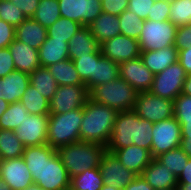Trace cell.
<instances>
[{
    "label": "cell",
    "instance_id": "cell-1",
    "mask_svg": "<svg viewBox=\"0 0 191 190\" xmlns=\"http://www.w3.org/2000/svg\"><path fill=\"white\" fill-rule=\"evenodd\" d=\"M22 157L34 184L45 190H69L71 178L55 148L48 144L24 147Z\"/></svg>",
    "mask_w": 191,
    "mask_h": 190
},
{
    "label": "cell",
    "instance_id": "cell-2",
    "mask_svg": "<svg viewBox=\"0 0 191 190\" xmlns=\"http://www.w3.org/2000/svg\"><path fill=\"white\" fill-rule=\"evenodd\" d=\"M153 124L133 110L119 112L106 149L118 150L134 144L151 151Z\"/></svg>",
    "mask_w": 191,
    "mask_h": 190
},
{
    "label": "cell",
    "instance_id": "cell-3",
    "mask_svg": "<svg viewBox=\"0 0 191 190\" xmlns=\"http://www.w3.org/2000/svg\"><path fill=\"white\" fill-rule=\"evenodd\" d=\"M118 113L117 110L88 98L83 107L80 140L106 147Z\"/></svg>",
    "mask_w": 191,
    "mask_h": 190
},
{
    "label": "cell",
    "instance_id": "cell-4",
    "mask_svg": "<svg viewBox=\"0 0 191 190\" xmlns=\"http://www.w3.org/2000/svg\"><path fill=\"white\" fill-rule=\"evenodd\" d=\"M106 151V147L98 143L83 141L70 143L56 149L70 178L87 169L99 167L102 156Z\"/></svg>",
    "mask_w": 191,
    "mask_h": 190
},
{
    "label": "cell",
    "instance_id": "cell-5",
    "mask_svg": "<svg viewBox=\"0 0 191 190\" xmlns=\"http://www.w3.org/2000/svg\"><path fill=\"white\" fill-rule=\"evenodd\" d=\"M83 108L63 114H49L47 144L57 149L60 146L79 142Z\"/></svg>",
    "mask_w": 191,
    "mask_h": 190
},
{
    "label": "cell",
    "instance_id": "cell-6",
    "mask_svg": "<svg viewBox=\"0 0 191 190\" xmlns=\"http://www.w3.org/2000/svg\"><path fill=\"white\" fill-rule=\"evenodd\" d=\"M138 92L120 76L94 87L89 98L118 112L133 110Z\"/></svg>",
    "mask_w": 191,
    "mask_h": 190
},
{
    "label": "cell",
    "instance_id": "cell-7",
    "mask_svg": "<svg viewBox=\"0 0 191 190\" xmlns=\"http://www.w3.org/2000/svg\"><path fill=\"white\" fill-rule=\"evenodd\" d=\"M143 27L138 38L140 51L159 50L174 46L177 26L169 20L164 22L144 20Z\"/></svg>",
    "mask_w": 191,
    "mask_h": 190
},
{
    "label": "cell",
    "instance_id": "cell-8",
    "mask_svg": "<svg viewBox=\"0 0 191 190\" xmlns=\"http://www.w3.org/2000/svg\"><path fill=\"white\" fill-rule=\"evenodd\" d=\"M187 73L177 61L165 68L161 73L154 75L151 89L152 94L174 101L182 93Z\"/></svg>",
    "mask_w": 191,
    "mask_h": 190
},
{
    "label": "cell",
    "instance_id": "cell-9",
    "mask_svg": "<svg viewBox=\"0 0 191 190\" xmlns=\"http://www.w3.org/2000/svg\"><path fill=\"white\" fill-rule=\"evenodd\" d=\"M133 111L140 117L156 123L174 116V101L161 98L150 91L136 96Z\"/></svg>",
    "mask_w": 191,
    "mask_h": 190
},
{
    "label": "cell",
    "instance_id": "cell-10",
    "mask_svg": "<svg viewBox=\"0 0 191 190\" xmlns=\"http://www.w3.org/2000/svg\"><path fill=\"white\" fill-rule=\"evenodd\" d=\"M181 125L173 116L153 124L151 155L156 158L162 153L180 147Z\"/></svg>",
    "mask_w": 191,
    "mask_h": 190
},
{
    "label": "cell",
    "instance_id": "cell-11",
    "mask_svg": "<svg viewBox=\"0 0 191 190\" xmlns=\"http://www.w3.org/2000/svg\"><path fill=\"white\" fill-rule=\"evenodd\" d=\"M89 98L86 85H62L49 102L50 114H63L83 108Z\"/></svg>",
    "mask_w": 191,
    "mask_h": 190
},
{
    "label": "cell",
    "instance_id": "cell-12",
    "mask_svg": "<svg viewBox=\"0 0 191 190\" xmlns=\"http://www.w3.org/2000/svg\"><path fill=\"white\" fill-rule=\"evenodd\" d=\"M61 17L89 26L101 13V0H58Z\"/></svg>",
    "mask_w": 191,
    "mask_h": 190
},
{
    "label": "cell",
    "instance_id": "cell-13",
    "mask_svg": "<svg viewBox=\"0 0 191 190\" xmlns=\"http://www.w3.org/2000/svg\"><path fill=\"white\" fill-rule=\"evenodd\" d=\"M100 50L104 57L118 65L140 57L141 53L138 40L122 34L100 44Z\"/></svg>",
    "mask_w": 191,
    "mask_h": 190
},
{
    "label": "cell",
    "instance_id": "cell-14",
    "mask_svg": "<svg viewBox=\"0 0 191 190\" xmlns=\"http://www.w3.org/2000/svg\"><path fill=\"white\" fill-rule=\"evenodd\" d=\"M99 169L104 184L122 190L138 176L133 171L125 168L117 156L109 151H106L102 156Z\"/></svg>",
    "mask_w": 191,
    "mask_h": 190
},
{
    "label": "cell",
    "instance_id": "cell-15",
    "mask_svg": "<svg viewBox=\"0 0 191 190\" xmlns=\"http://www.w3.org/2000/svg\"><path fill=\"white\" fill-rule=\"evenodd\" d=\"M49 115L29 114L15 131L24 147L47 144Z\"/></svg>",
    "mask_w": 191,
    "mask_h": 190
},
{
    "label": "cell",
    "instance_id": "cell-16",
    "mask_svg": "<svg viewBox=\"0 0 191 190\" xmlns=\"http://www.w3.org/2000/svg\"><path fill=\"white\" fill-rule=\"evenodd\" d=\"M0 178L9 185L11 190H25L33 184L31 172L23 157L1 160Z\"/></svg>",
    "mask_w": 191,
    "mask_h": 190
},
{
    "label": "cell",
    "instance_id": "cell-17",
    "mask_svg": "<svg viewBox=\"0 0 191 190\" xmlns=\"http://www.w3.org/2000/svg\"><path fill=\"white\" fill-rule=\"evenodd\" d=\"M119 76L138 93L149 91L154 79V74L143 64L140 57L121 63Z\"/></svg>",
    "mask_w": 191,
    "mask_h": 190
},
{
    "label": "cell",
    "instance_id": "cell-18",
    "mask_svg": "<svg viewBox=\"0 0 191 190\" xmlns=\"http://www.w3.org/2000/svg\"><path fill=\"white\" fill-rule=\"evenodd\" d=\"M30 82L29 73L14 70L0 78V98L8 103L20 101Z\"/></svg>",
    "mask_w": 191,
    "mask_h": 190
},
{
    "label": "cell",
    "instance_id": "cell-19",
    "mask_svg": "<svg viewBox=\"0 0 191 190\" xmlns=\"http://www.w3.org/2000/svg\"><path fill=\"white\" fill-rule=\"evenodd\" d=\"M107 151L114 153L125 168L133 171L137 175H141L142 171L153 160L150 150L138 147L134 144L126 148Z\"/></svg>",
    "mask_w": 191,
    "mask_h": 190
},
{
    "label": "cell",
    "instance_id": "cell-20",
    "mask_svg": "<svg viewBox=\"0 0 191 190\" xmlns=\"http://www.w3.org/2000/svg\"><path fill=\"white\" fill-rule=\"evenodd\" d=\"M141 176L154 190L177 188L178 179L156 158L142 171Z\"/></svg>",
    "mask_w": 191,
    "mask_h": 190
},
{
    "label": "cell",
    "instance_id": "cell-21",
    "mask_svg": "<svg viewBox=\"0 0 191 190\" xmlns=\"http://www.w3.org/2000/svg\"><path fill=\"white\" fill-rule=\"evenodd\" d=\"M8 48L14 60L16 70L30 74L40 67L38 50L17 39H14Z\"/></svg>",
    "mask_w": 191,
    "mask_h": 190
},
{
    "label": "cell",
    "instance_id": "cell-22",
    "mask_svg": "<svg viewBox=\"0 0 191 190\" xmlns=\"http://www.w3.org/2000/svg\"><path fill=\"white\" fill-rule=\"evenodd\" d=\"M140 58L143 64L156 75L178 61V50L175 46H169L159 50L141 51Z\"/></svg>",
    "mask_w": 191,
    "mask_h": 190
},
{
    "label": "cell",
    "instance_id": "cell-23",
    "mask_svg": "<svg viewBox=\"0 0 191 190\" xmlns=\"http://www.w3.org/2000/svg\"><path fill=\"white\" fill-rule=\"evenodd\" d=\"M69 59L74 60L94 52H101L100 44L91 34L88 26H83L68 42Z\"/></svg>",
    "mask_w": 191,
    "mask_h": 190
},
{
    "label": "cell",
    "instance_id": "cell-24",
    "mask_svg": "<svg viewBox=\"0 0 191 190\" xmlns=\"http://www.w3.org/2000/svg\"><path fill=\"white\" fill-rule=\"evenodd\" d=\"M47 35V29L32 17L26 18L19 26L15 27V39L36 50H39L45 42Z\"/></svg>",
    "mask_w": 191,
    "mask_h": 190
},
{
    "label": "cell",
    "instance_id": "cell-25",
    "mask_svg": "<svg viewBox=\"0 0 191 190\" xmlns=\"http://www.w3.org/2000/svg\"><path fill=\"white\" fill-rule=\"evenodd\" d=\"M41 67H49L52 64L69 59L68 42L46 38L38 50Z\"/></svg>",
    "mask_w": 191,
    "mask_h": 190
},
{
    "label": "cell",
    "instance_id": "cell-26",
    "mask_svg": "<svg viewBox=\"0 0 191 190\" xmlns=\"http://www.w3.org/2000/svg\"><path fill=\"white\" fill-rule=\"evenodd\" d=\"M99 44L120 34L118 16L102 12L89 26Z\"/></svg>",
    "mask_w": 191,
    "mask_h": 190
},
{
    "label": "cell",
    "instance_id": "cell-27",
    "mask_svg": "<svg viewBox=\"0 0 191 190\" xmlns=\"http://www.w3.org/2000/svg\"><path fill=\"white\" fill-rule=\"evenodd\" d=\"M58 86L62 85H85L75 68L74 62L70 59L52 64L47 67Z\"/></svg>",
    "mask_w": 191,
    "mask_h": 190
},
{
    "label": "cell",
    "instance_id": "cell-28",
    "mask_svg": "<svg viewBox=\"0 0 191 190\" xmlns=\"http://www.w3.org/2000/svg\"><path fill=\"white\" fill-rule=\"evenodd\" d=\"M29 75V83L50 102L57 90L58 85L49 69L47 67L40 66Z\"/></svg>",
    "mask_w": 191,
    "mask_h": 190
},
{
    "label": "cell",
    "instance_id": "cell-29",
    "mask_svg": "<svg viewBox=\"0 0 191 190\" xmlns=\"http://www.w3.org/2000/svg\"><path fill=\"white\" fill-rule=\"evenodd\" d=\"M24 146L13 130L0 129L1 160L22 157Z\"/></svg>",
    "mask_w": 191,
    "mask_h": 190
},
{
    "label": "cell",
    "instance_id": "cell-30",
    "mask_svg": "<svg viewBox=\"0 0 191 190\" xmlns=\"http://www.w3.org/2000/svg\"><path fill=\"white\" fill-rule=\"evenodd\" d=\"M103 184L100 169L95 167L72 177L69 190H100Z\"/></svg>",
    "mask_w": 191,
    "mask_h": 190
},
{
    "label": "cell",
    "instance_id": "cell-31",
    "mask_svg": "<svg viewBox=\"0 0 191 190\" xmlns=\"http://www.w3.org/2000/svg\"><path fill=\"white\" fill-rule=\"evenodd\" d=\"M20 102L28 110L29 114L49 115V101L40 94L35 87L30 83L26 88L25 93L20 99Z\"/></svg>",
    "mask_w": 191,
    "mask_h": 190
},
{
    "label": "cell",
    "instance_id": "cell-32",
    "mask_svg": "<svg viewBox=\"0 0 191 190\" xmlns=\"http://www.w3.org/2000/svg\"><path fill=\"white\" fill-rule=\"evenodd\" d=\"M102 57L103 55L101 52H94L90 55H84L73 60L80 79L86 85L88 92L93 89L95 62H98Z\"/></svg>",
    "mask_w": 191,
    "mask_h": 190
},
{
    "label": "cell",
    "instance_id": "cell-33",
    "mask_svg": "<svg viewBox=\"0 0 191 190\" xmlns=\"http://www.w3.org/2000/svg\"><path fill=\"white\" fill-rule=\"evenodd\" d=\"M60 17L58 0H39V5L32 16L35 21L46 29L52 26Z\"/></svg>",
    "mask_w": 191,
    "mask_h": 190
},
{
    "label": "cell",
    "instance_id": "cell-34",
    "mask_svg": "<svg viewBox=\"0 0 191 190\" xmlns=\"http://www.w3.org/2000/svg\"><path fill=\"white\" fill-rule=\"evenodd\" d=\"M29 115L28 110L20 102L10 103L0 117V129L16 130Z\"/></svg>",
    "mask_w": 191,
    "mask_h": 190
},
{
    "label": "cell",
    "instance_id": "cell-35",
    "mask_svg": "<svg viewBox=\"0 0 191 190\" xmlns=\"http://www.w3.org/2000/svg\"><path fill=\"white\" fill-rule=\"evenodd\" d=\"M119 77V65L109 58L102 57L95 62L93 88L103 83L111 82Z\"/></svg>",
    "mask_w": 191,
    "mask_h": 190
},
{
    "label": "cell",
    "instance_id": "cell-36",
    "mask_svg": "<svg viewBox=\"0 0 191 190\" xmlns=\"http://www.w3.org/2000/svg\"><path fill=\"white\" fill-rule=\"evenodd\" d=\"M83 26L73 20L60 17L52 26L47 29V37L53 40H64L69 42L70 39L78 32Z\"/></svg>",
    "mask_w": 191,
    "mask_h": 190
},
{
    "label": "cell",
    "instance_id": "cell-37",
    "mask_svg": "<svg viewBox=\"0 0 191 190\" xmlns=\"http://www.w3.org/2000/svg\"><path fill=\"white\" fill-rule=\"evenodd\" d=\"M156 159L161 164L165 165L178 178L182 173L183 168L186 166L189 157L180 147H178L160 154Z\"/></svg>",
    "mask_w": 191,
    "mask_h": 190
},
{
    "label": "cell",
    "instance_id": "cell-38",
    "mask_svg": "<svg viewBox=\"0 0 191 190\" xmlns=\"http://www.w3.org/2000/svg\"><path fill=\"white\" fill-rule=\"evenodd\" d=\"M120 22V34L132 37L138 40L143 30L144 21L136 14L126 9L118 16Z\"/></svg>",
    "mask_w": 191,
    "mask_h": 190
},
{
    "label": "cell",
    "instance_id": "cell-39",
    "mask_svg": "<svg viewBox=\"0 0 191 190\" xmlns=\"http://www.w3.org/2000/svg\"><path fill=\"white\" fill-rule=\"evenodd\" d=\"M169 21L177 27L191 24V0L170 3Z\"/></svg>",
    "mask_w": 191,
    "mask_h": 190
},
{
    "label": "cell",
    "instance_id": "cell-40",
    "mask_svg": "<svg viewBox=\"0 0 191 190\" xmlns=\"http://www.w3.org/2000/svg\"><path fill=\"white\" fill-rule=\"evenodd\" d=\"M27 17L10 0H0V19L14 27L19 26Z\"/></svg>",
    "mask_w": 191,
    "mask_h": 190
},
{
    "label": "cell",
    "instance_id": "cell-41",
    "mask_svg": "<svg viewBox=\"0 0 191 190\" xmlns=\"http://www.w3.org/2000/svg\"><path fill=\"white\" fill-rule=\"evenodd\" d=\"M174 117L177 120H191V96L180 94L174 100Z\"/></svg>",
    "mask_w": 191,
    "mask_h": 190
},
{
    "label": "cell",
    "instance_id": "cell-42",
    "mask_svg": "<svg viewBox=\"0 0 191 190\" xmlns=\"http://www.w3.org/2000/svg\"><path fill=\"white\" fill-rule=\"evenodd\" d=\"M151 8L152 9L147 17V20L155 22H164L169 20L170 3L161 0H155Z\"/></svg>",
    "mask_w": 191,
    "mask_h": 190
},
{
    "label": "cell",
    "instance_id": "cell-43",
    "mask_svg": "<svg viewBox=\"0 0 191 190\" xmlns=\"http://www.w3.org/2000/svg\"><path fill=\"white\" fill-rule=\"evenodd\" d=\"M154 2L155 0H129L128 9L144 21L147 20Z\"/></svg>",
    "mask_w": 191,
    "mask_h": 190
},
{
    "label": "cell",
    "instance_id": "cell-44",
    "mask_svg": "<svg viewBox=\"0 0 191 190\" xmlns=\"http://www.w3.org/2000/svg\"><path fill=\"white\" fill-rule=\"evenodd\" d=\"M174 46L177 50L191 47V24L177 27Z\"/></svg>",
    "mask_w": 191,
    "mask_h": 190
},
{
    "label": "cell",
    "instance_id": "cell-45",
    "mask_svg": "<svg viewBox=\"0 0 191 190\" xmlns=\"http://www.w3.org/2000/svg\"><path fill=\"white\" fill-rule=\"evenodd\" d=\"M129 0H101L102 12L119 16L128 9Z\"/></svg>",
    "mask_w": 191,
    "mask_h": 190
},
{
    "label": "cell",
    "instance_id": "cell-46",
    "mask_svg": "<svg viewBox=\"0 0 191 190\" xmlns=\"http://www.w3.org/2000/svg\"><path fill=\"white\" fill-rule=\"evenodd\" d=\"M15 70L14 60L8 47L0 49V78Z\"/></svg>",
    "mask_w": 191,
    "mask_h": 190
},
{
    "label": "cell",
    "instance_id": "cell-47",
    "mask_svg": "<svg viewBox=\"0 0 191 190\" xmlns=\"http://www.w3.org/2000/svg\"><path fill=\"white\" fill-rule=\"evenodd\" d=\"M15 39V27L0 19V49L8 47Z\"/></svg>",
    "mask_w": 191,
    "mask_h": 190
},
{
    "label": "cell",
    "instance_id": "cell-48",
    "mask_svg": "<svg viewBox=\"0 0 191 190\" xmlns=\"http://www.w3.org/2000/svg\"><path fill=\"white\" fill-rule=\"evenodd\" d=\"M27 18H31L39 5V0H10Z\"/></svg>",
    "mask_w": 191,
    "mask_h": 190
},
{
    "label": "cell",
    "instance_id": "cell-49",
    "mask_svg": "<svg viewBox=\"0 0 191 190\" xmlns=\"http://www.w3.org/2000/svg\"><path fill=\"white\" fill-rule=\"evenodd\" d=\"M178 62L188 75L191 74V47L178 50Z\"/></svg>",
    "mask_w": 191,
    "mask_h": 190
},
{
    "label": "cell",
    "instance_id": "cell-50",
    "mask_svg": "<svg viewBox=\"0 0 191 190\" xmlns=\"http://www.w3.org/2000/svg\"><path fill=\"white\" fill-rule=\"evenodd\" d=\"M123 190H154V189L147 183V181L141 175H138Z\"/></svg>",
    "mask_w": 191,
    "mask_h": 190
},
{
    "label": "cell",
    "instance_id": "cell-51",
    "mask_svg": "<svg viewBox=\"0 0 191 190\" xmlns=\"http://www.w3.org/2000/svg\"><path fill=\"white\" fill-rule=\"evenodd\" d=\"M178 183L191 184V158L188 159L186 166L183 168L182 173L178 176Z\"/></svg>",
    "mask_w": 191,
    "mask_h": 190
},
{
    "label": "cell",
    "instance_id": "cell-52",
    "mask_svg": "<svg viewBox=\"0 0 191 190\" xmlns=\"http://www.w3.org/2000/svg\"><path fill=\"white\" fill-rule=\"evenodd\" d=\"M181 125V136L191 137V120H177Z\"/></svg>",
    "mask_w": 191,
    "mask_h": 190
},
{
    "label": "cell",
    "instance_id": "cell-53",
    "mask_svg": "<svg viewBox=\"0 0 191 190\" xmlns=\"http://www.w3.org/2000/svg\"><path fill=\"white\" fill-rule=\"evenodd\" d=\"M180 148L191 158V137H182Z\"/></svg>",
    "mask_w": 191,
    "mask_h": 190
},
{
    "label": "cell",
    "instance_id": "cell-54",
    "mask_svg": "<svg viewBox=\"0 0 191 190\" xmlns=\"http://www.w3.org/2000/svg\"><path fill=\"white\" fill-rule=\"evenodd\" d=\"M182 94L191 96V74L187 75V78L184 81Z\"/></svg>",
    "mask_w": 191,
    "mask_h": 190
},
{
    "label": "cell",
    "instance_id": "cell-55",
    "mask_svg": "<svg viewBox=\"0 0 191 190\" xmlns=\"http://www.w3.org/2000/svg\"><path fill=\"white\" fill-rule=\"evenodd\" d=\"M10 103L5 101L4 99L0 98V117L5 112V110L8 108Z\"/></svg>",
    "mask_w": 191,
    "mask_h": 190
},
{
    "label": "cell",
    "instance_id": "cell-56",
    "mask_svg": "<svg viewBox=\"0 0 191 190\" xmlns=\"http://www.w3.org/2000/svg\"><path fill=\"white\" fill-rule=\"evenodd\" d=\"M177 189L178 190H191V184L190 183H178Z\"/></svg>",
    "mask_w": 191,
    "mask_h": 190
},
{
    "label": "cell",
    "instance_id": "cell-57",
    "mask_svg": "<svg viewBox=\"0 0 191 190\" xmlns=\"http://www.w3.org/2000/svg\"><path fill=\"white\" fill-rule=\"evenodd\" d=\"M0 190H11L9 185L0 178Z\"/></svg>",
    "mask_w": 191,
    "mask_h": 190
},
{
    "label": "cell",
    "instance_id": "cell-58",
    "mask_svg": "<svg viewBox=\"0 0 191 190\" xmlns=\"http://www.w3.org/2000/svg\"><path fill=\"white\" fill-rule=\"evenodd\" d=\"M25 190H45V189L33 183L32 185L28 186Z\"/></svg>",
    "mask_w": 191,
    "mask_h": 190
},
{
    "label": "cell",
    "instance_id": "cell-59",
    "mask_svg": "<svg viewBox=\"0 0 191 190\" xmlns=\"http://www.w3.org/2000/svg\"><path fill=\"white\" fill-rule=\"evenodd\" d=\"M100 190H122V189L114 187V186H109V185L103 184V186Z\"/></svg>",
    "mask_w": 191,
    "mask_h": 190
},
{
    "label": "cell",
    "instance_id": "cell-60",
    "mask_svg": "<svg viewBox=\"0 0 191 190\" xmlns=\"http://www.w3.org/2000/svg\"><path fill=\"white\" fill-rule=\"evenodd\" d=\"M161 1H164V2H167V3H173L175 0H161Z\"/></svg>",
    "mask_w": 191,
    "mask_h": 190
},
{
    "label": "cell",
    "instance_id": "cell-61",
    "mask_svg": "<svg viewBox=\"0 0 191 190\" xmlns=\"http://www.w3.org/2000/svg\"><path fill=\"white\" fill-rule=\"evenodd\" d=\"M162 190H178V189L177 188H171V189H162Z\"/></svg>",
    "mask_w": 191,
    "mask_h": 190
}]
</instances>
